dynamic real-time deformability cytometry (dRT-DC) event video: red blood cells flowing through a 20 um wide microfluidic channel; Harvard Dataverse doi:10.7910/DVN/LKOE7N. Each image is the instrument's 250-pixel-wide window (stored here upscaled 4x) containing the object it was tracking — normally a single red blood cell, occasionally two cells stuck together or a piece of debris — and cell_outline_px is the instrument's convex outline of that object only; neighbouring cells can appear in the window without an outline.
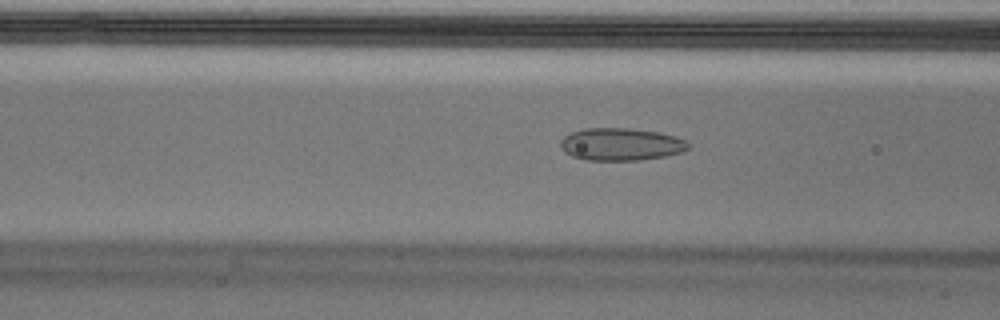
{"species": "Egyptian fruit bat (a non-hibernating species)", "species_latin": "Rousettus aegyptiacus", "temperature_condition": "cold", "stored_images_in_passage": 53, "camera_frame_rate_fps": 3000, "um_per_image_px": 0.085, "animal": {"sex": "male"}, "frame": {"image": 1, "passage_image": 20, "time_ms": 6.333, "image_size_px": [1000, 320], "cell_outline_px": [[688, 148], [680, 152], [664, 156], [640, 160], [588, 160], [572, 156], [564, 152], [560, 148], [560, 140], [564, 136], [572, 132], [584, 128], [628, 128], [660, 132], [676, 136], [684, 140], [688, 144]], "centroid_in_image_um": [52.74, 12.26], "position_along_channel_um": 113.9, "area_um2": 24.16}}
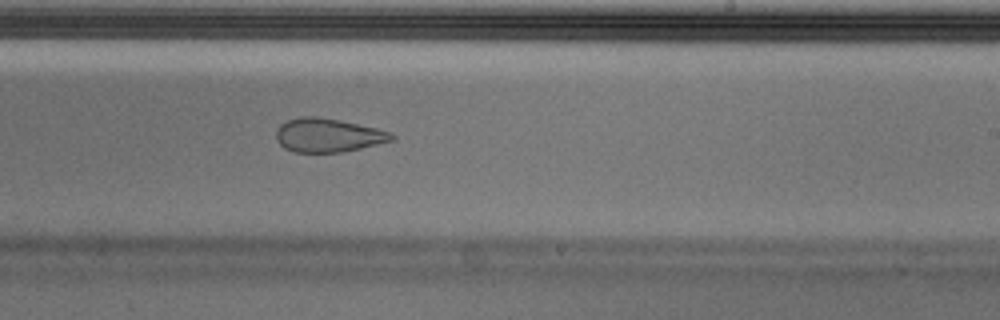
{"frame": {"image": 2, "passage_image": 32, "time_ms": 10.333, "image_size_px": [1000, 320], "cell_outline_px": [[396, 136], [392, 140], [360, 148], [340, 152], [296, 152], [284, 148], [276, 140], [276, 128], [280, 124], [288, 120], [300, 116], [316, 116], [376, 128], [392, 132]], "centroid_in_image_um": [27.84, 11.49], "position_along_channel_um": 261.2, "area_um2": 22.48}}
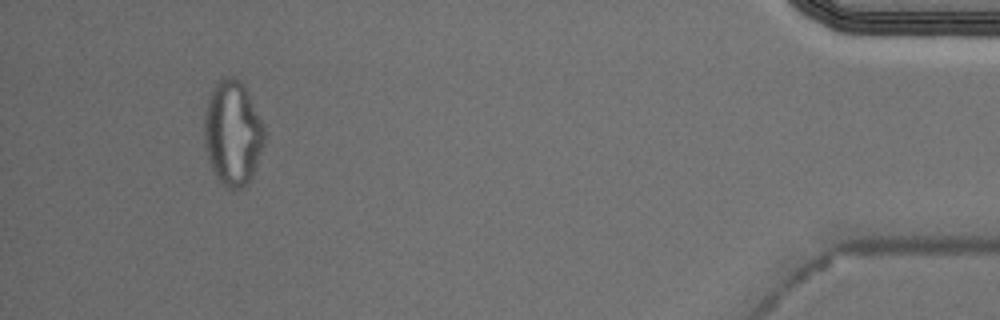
{"frame": {"image": 3, "passage_image": 50, "time_ms": 16.333, "image_size_px": [1000, 320], "cell_outline_px": [[264, 144], [252, 176], [248, 184], [232, 192], [216, 176], [212, 168], [204, 144], [204, 116], [208, 100], [216, 84], [220, 80], [228, 76], [232, 76], [240, 80], [244, 84], [264, 128]], "centroid_in_image_um": [19.78, 11.33], "position_along_channel_um": 415.4, "area_um2": 36.36}, "authors_computed_cell_mechanics": {"area_um2": 25.432, "velocity_mm_per_s": 3.6779, "shape_relaxation_time_tau1_ms": null, "shape_relaxation_time_tau2_ms": 2.0835, "deformation_change_tau1": null, "deformation_change_tau2": 0.0832}}